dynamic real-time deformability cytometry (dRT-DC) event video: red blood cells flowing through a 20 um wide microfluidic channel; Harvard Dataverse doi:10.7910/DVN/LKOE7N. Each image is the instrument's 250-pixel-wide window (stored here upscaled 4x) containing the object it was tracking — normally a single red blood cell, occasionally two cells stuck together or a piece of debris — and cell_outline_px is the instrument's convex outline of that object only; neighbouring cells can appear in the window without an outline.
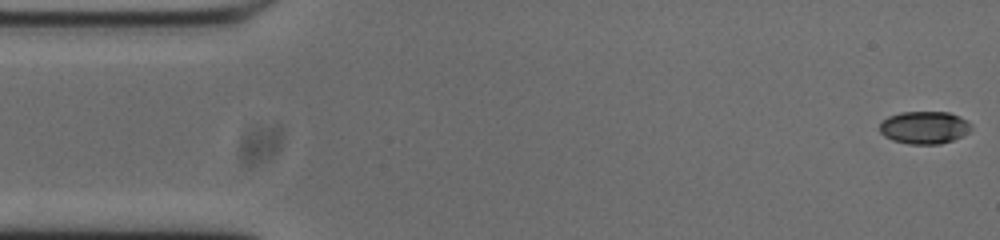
{"species": "common noctule bat (a hibernating species)", "species_latin": "Nyctalus noctula", "temperature_condition": "cold", "stored_images_in_passage": 53, "camera_frame_rate_fps": 3000, "um_per_image_px": 0.085, "animal": {"sex": "male", "body_mass_g": 20.0, "forearm_length_mm": 53.3}, "frame": {"image": 1, "passage_image": 1, "time_ms": 0.0, "image_size_px": [1000, 240], "cell_outline_px": [[972, 128], [968, 132], [952, 140], [940, 144], [908, 144], [892, 140], [884, 136], [880, 132], [880, 124], [888, 116], [900, 112], [948, 112], [960, 116], [968, 120], [972, 124]], "centroid_in_image_um": [78.58, 10.83], "position_along_channel_um": 6.4, "area_um2": 17.46}}
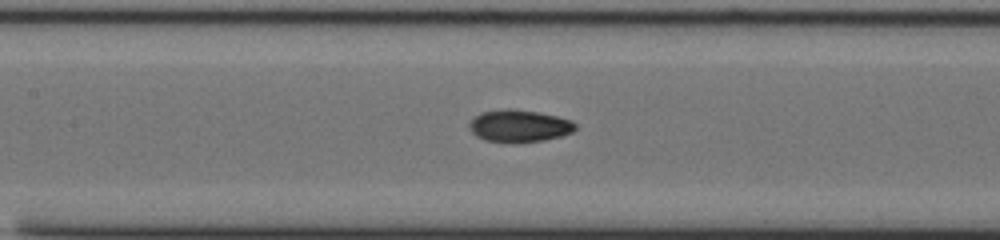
{"frame": {"image": 2, "passage_image": 23, "time_ms": 7.333, "image_size_px": [1000, 240], "cell_outline_px": [[576, 128], [572, 132], [560, 136], [544, 140], [512, 144], [484, 140], [476, 136], [468, 128], [468, 124], [472, 116], [480, 112], [504, 108], [512, 108], [540, 112], [572, 120], [576, 124]], "centroid_in_image_um": [44.07, 10.7], "position_along_channel_um": 163.3, "area_um2": 20.52}}
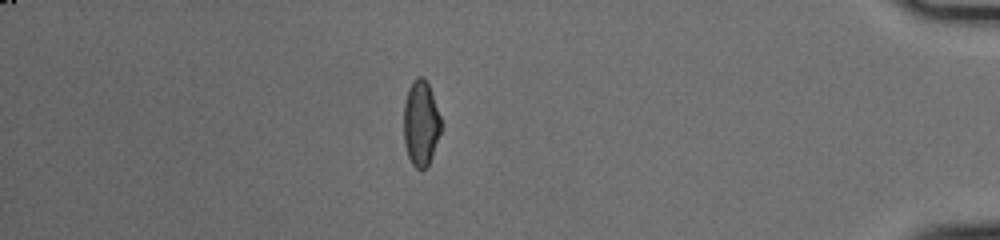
{"frame": {"image": 3, "passage_image": 46, "time_ms": 15.0, "image_size_px": [1000, 240], "cell_outline_px": [[440, 132], [432, 156], [428, 164], [420, 172], [412, 164], [408, 156], [404, 144], [404, 100], [408, 88], [416, 76], [424, 76], [428, 84], [440, 116]], "centroid_in_image_um": [35.75, 10.47], "position_along_channel_um": 399.5, "area_um2": 18.5}, "authors_computed_cell_mechanics": {"area_um2": 18.8428, "velocity_mm_per_s": 3.7511, "shape_relaxation_time_tau1_ms": null, "shape_relaxation_time_tau2_ms": 2.139, "deformation_change_tau1": null, "deformation_change_tau2": 0.0596}}